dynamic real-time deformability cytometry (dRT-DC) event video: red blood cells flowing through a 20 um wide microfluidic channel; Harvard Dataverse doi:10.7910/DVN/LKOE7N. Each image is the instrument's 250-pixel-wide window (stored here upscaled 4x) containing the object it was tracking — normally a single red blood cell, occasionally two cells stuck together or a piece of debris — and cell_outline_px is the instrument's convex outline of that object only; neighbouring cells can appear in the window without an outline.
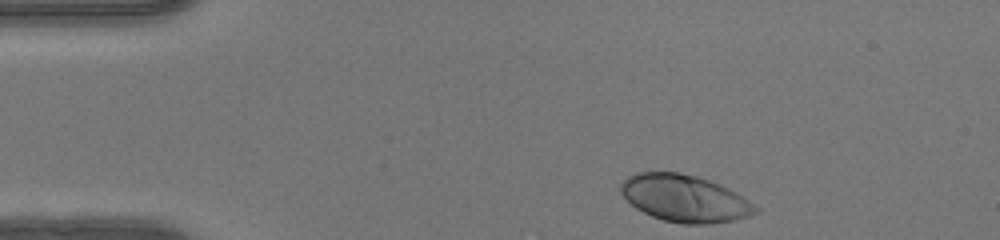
{"species": "human", "species_latin": "Homo sapiens", "temperature_condition": "warm", "stored_images_in_passage": 36, "camera_frame_rate_fps": 3000, "um_per_image_px": 0.085, "donor": {"sex": "female"}, "frame": {"image": 1, "passage_image": 1, "time_ms": 0.0, "image_size_px": [1000, 240], "cell_outline_px": [[760, 212], [748, 216], [732, 220], [708, 224], [684, 224], [664, 220], [652, 216], [636, 208], [620, 192], [620, 184], [628, 176], [636, 172], [680, 172], [696, 176], [720, 184], [736, 192], [760, 208]], "centroid_in_image_um": [58.21, 16.86], "position_along_channel_um": 26.8, "area_um2": 36.82}}
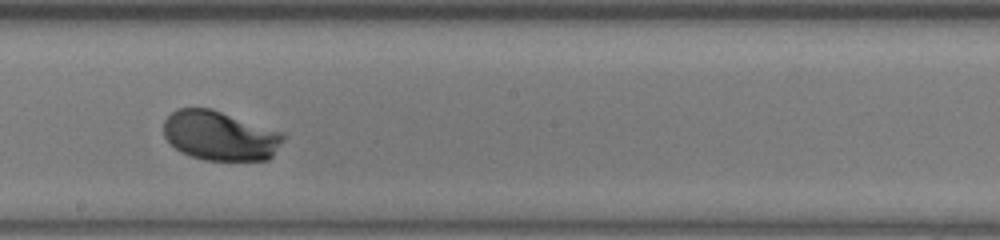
{"frame": {"image": 2, "passage_image": 21, "time_ms": 6.667, "image_size_px": [1000, 240], "cell_outline_px": [[284, 140], [272, 156], [268, 160], [204, 160], [180, 152], [164, 136], [164, 120], [176, 108], [212, 108], [284, 132]], "centroid_in_image_um": [18.72, 11.52], "position_along_channel_um": 229.5, "area_um2": 34.68}}
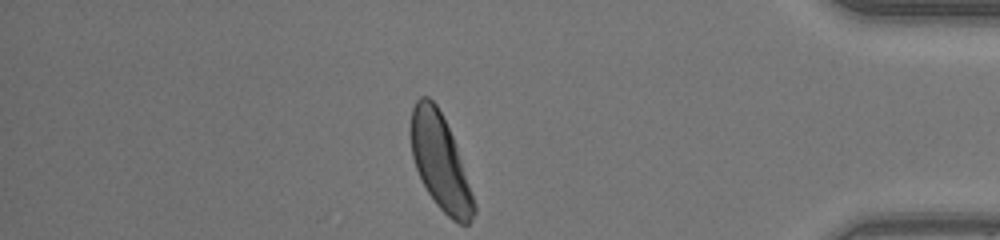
{"frame": {"image": 3, "passage_image": 36, "time_ms": 11.667, "image_size_px": [1000, 240], "cell_outline_px": [[476, 212], [472, 220], [468, 224], [460, 224], [452, 220], [436, 204], [428, 192], [416, 168], [412, 156], [408, 132], [412, 108], [416, 100], [420, 96], [428, 96], [436, 104], [452, 136], [476, 204]], "centroid_in_image_um": [37.38, 13.76], "position_along_channel_um": 397.8, "area_um2": 34.85}, "authors_computed_cell_mechanics": {"area_um2": 34.7378, "velocity_mm_per_s": 4.0965, "shape_relaxation_time_tau1_ms": 2.0892, "shape_relaxation_time_tau2_ms": null, "deformation_change_tau1": 0.1558, "deformation_change_tau2": null}}